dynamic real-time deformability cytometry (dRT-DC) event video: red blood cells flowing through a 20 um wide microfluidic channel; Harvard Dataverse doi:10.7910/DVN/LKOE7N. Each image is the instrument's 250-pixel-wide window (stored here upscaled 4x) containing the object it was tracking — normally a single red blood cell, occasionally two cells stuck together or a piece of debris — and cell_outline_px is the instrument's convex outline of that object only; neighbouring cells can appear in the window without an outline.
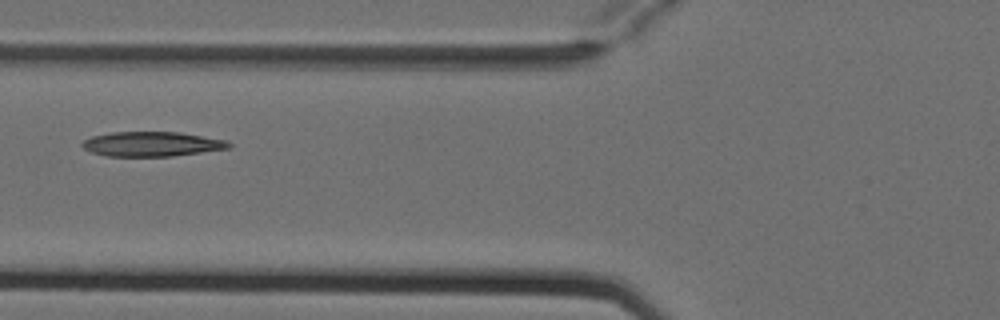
{"species": "Egyptian fruit bat (a non-hibernating species)", "species_latin": "Rousettus aegyptiacus", "temperature_condition": "cold", "stored_images_in_passage": 6, "camera_frame_rate_fps": 3000, "um_per_image_px": 0.085, "animal": {"sex": "female"}, "frame": {"image": 1, "passage_image": 6, "time_ms": 1.667, "image_size_px": [1000, 320], "cell_outline_px": [[232, 148], [172, 156], [108, 156], [92, 152], [84, 148], [80, 144], [84, 140], [92, 136], [112, 132], [180, 132], [228, 140], [232, 144]], "centroid_in_image_um": [12.96, 12.24], "position_along_channel_um": 112.8, "area_um2": 21.15}}